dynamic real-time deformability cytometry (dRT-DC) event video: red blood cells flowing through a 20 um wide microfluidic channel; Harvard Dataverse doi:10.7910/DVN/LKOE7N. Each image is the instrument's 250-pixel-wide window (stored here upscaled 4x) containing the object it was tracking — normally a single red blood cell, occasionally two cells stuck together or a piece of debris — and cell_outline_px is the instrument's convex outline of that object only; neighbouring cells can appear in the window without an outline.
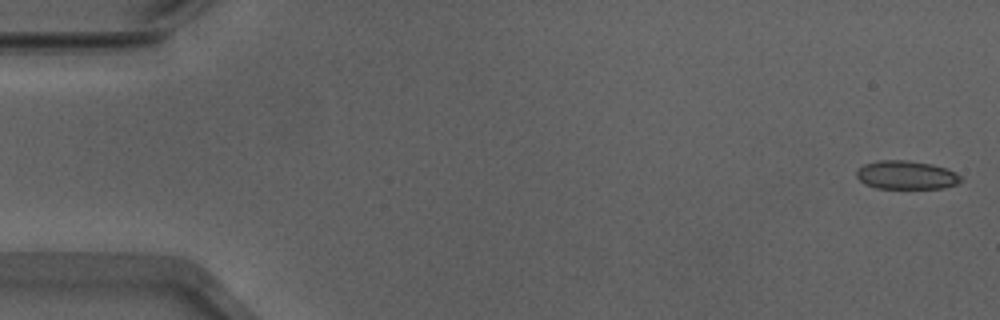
{"species": "Egyptian fruit bat (a non-hibernating species)", "species_latin": "Rousettus aegyptiacus", "temperature_condition": "warm", "stored_images_in_passage": 52, "camera_frame_rate_fps": 3000, "um_per_image_px": 0.085, "animal": {"sex": "male"}, "frame": {"image": 1, "passage_image": 1, "time_ms": 0.0, "image_size_px": [1000, 320], "cell_outline_px": [[964, 180], [956, 184], [944, 188], [876, 188], [864, 184], [856, 176], [856, 168], [864, 164], [880, 160], [904, 160], [932, 164], [948, 168], [956, 172]], "centroid_in_image_um": [77.04, 14.87], "position_along_channel_um": 8.0, "area_um2": 17.51}}
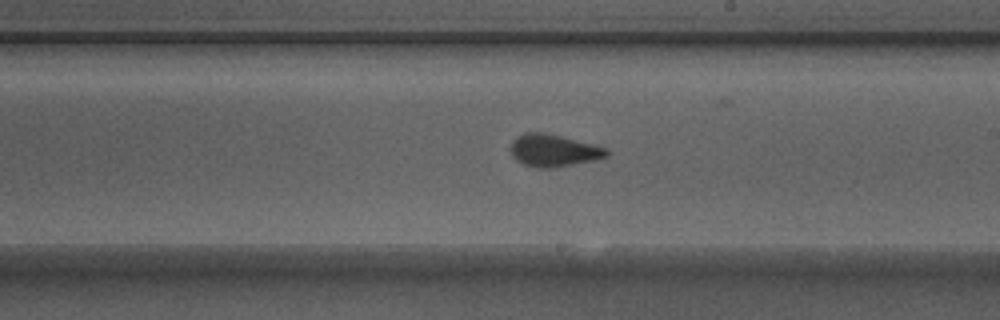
{"frame": {"image": 2, "passage_image": 30, "time_ms": 9.667, "image_size_px": [1000, 320], "cell_outline_px": [[608, 156], [596, 160], [552, 168], [536, 168], [524, 164], [516, 160], [512, 156], [508, 148], [512, 140], [516, 136], [524, 132], [540, 132], [560, 136], [608, 148]], "centroid_in_image_um": [47.0, 12.79], "position_along_channel_um": 242.0, "area_um2": 18.21}}
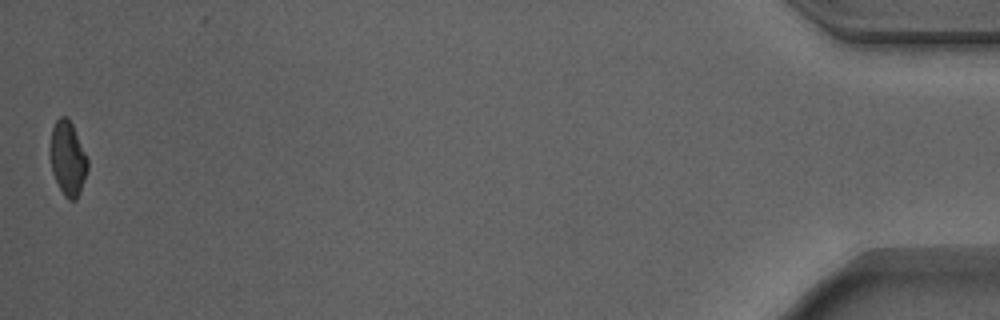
{"frame": {"image": 3, "passage_image": 52, "time_ms": 17.0, "image_size_px": [1000, 320], "cell_outline_px": [[88, 168], [80, 192], [76, 200], [68, 200], [64, 196], [52, 172], [52, 128], [56, 120], [60, 116], [64, 116], [72, 124], [88, 160]], "centroid_in_image_um": [5.79, 13.5], "position_along_channel_um": 429.4, "area_um2": 15.61}, "authors_computed_cell_mechanics": {"area_um2": 17.6001, "velocity_mm_per_s": 3.9105, "shape_relaxation_time_tau1_ms": 5.0367, "shape_relaxation_time_tau2_ms": null, "deformation_change_tau1": 0.1249, "deformation_change_tau2": null}}